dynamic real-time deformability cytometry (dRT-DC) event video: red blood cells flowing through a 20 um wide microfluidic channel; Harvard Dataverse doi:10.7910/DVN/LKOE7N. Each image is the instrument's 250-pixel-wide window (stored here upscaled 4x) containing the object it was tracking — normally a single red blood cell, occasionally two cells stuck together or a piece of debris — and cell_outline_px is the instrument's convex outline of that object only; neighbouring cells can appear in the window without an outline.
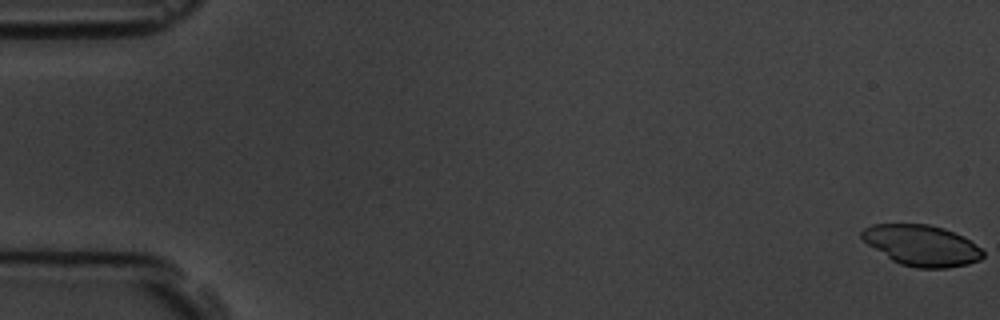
{"species": "common noctule bat (a hibernating species)", "species_latin": "Nyctalus noctula", "temperature_condition": "room temperature", "stored_images_in_passage": 5, "camera_frame_rate_fps": 3000, "um_per_image_px": 0.085, "animal": {"sex": "male", "body_mass_g": 19.5, "forearm_length_mm": 54.6}, "frame": {"image": 1, "passage_image": 1, "time_ms": 0.0, "image_size_px": [1000, 320], "cell_outline_px": [[984, 256], [980, 260], [968, 264], [944, 268], [916, 268], [900, 264], [892, 260], [868, 244], [860, 236], [860, 232], [864, 228], [872, 224], [928, 224], [944, 228], [964, 236], [980, 248], [984, 252]], "centroid_in_image_um": [78.35, 20.85], "position_along_channel_um": 6.6, "area_um2": 28.78}}